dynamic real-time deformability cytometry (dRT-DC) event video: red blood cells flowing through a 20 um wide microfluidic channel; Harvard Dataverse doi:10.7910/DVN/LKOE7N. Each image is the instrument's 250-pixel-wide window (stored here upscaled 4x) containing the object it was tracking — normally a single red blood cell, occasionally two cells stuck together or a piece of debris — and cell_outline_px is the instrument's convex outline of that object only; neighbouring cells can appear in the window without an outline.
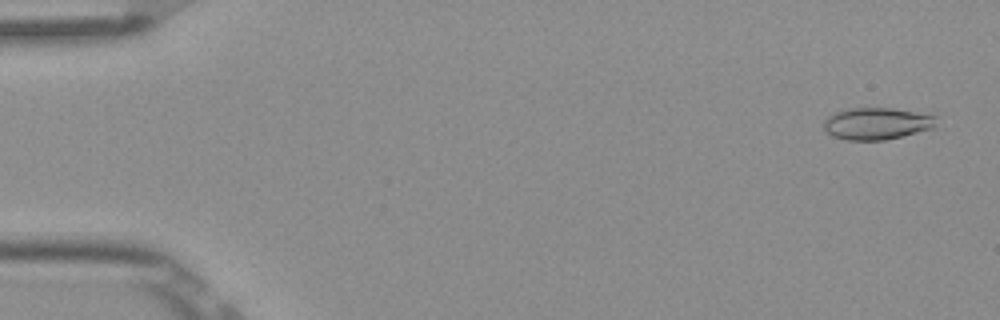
{"species": "Egyptian fruit bat (a non-hibernating species)", "species_latin": "Rousettus aegyptiacus", "temperature_condition": "room temperature", "stored_images_in_passage": 9, "camera_frame_rate_fps": 3000, "um_per_image_px": 0.085, "frame": {"image": 1, "passage_image": 2, "time_ms": 0.333, "image_size_px": [1000, 320], "cell_outline_px": [[936, 116], [932, 128], [884, 140], [848, 140], [832, 136], [824, 128], [824, 120], [828, 116], [836, 112], [848, 108], [892, 108]], "centroid_in_image_um": [74.46, 10.5], "position_along_channel_um": 10.5, "area_um2": 20.52}}